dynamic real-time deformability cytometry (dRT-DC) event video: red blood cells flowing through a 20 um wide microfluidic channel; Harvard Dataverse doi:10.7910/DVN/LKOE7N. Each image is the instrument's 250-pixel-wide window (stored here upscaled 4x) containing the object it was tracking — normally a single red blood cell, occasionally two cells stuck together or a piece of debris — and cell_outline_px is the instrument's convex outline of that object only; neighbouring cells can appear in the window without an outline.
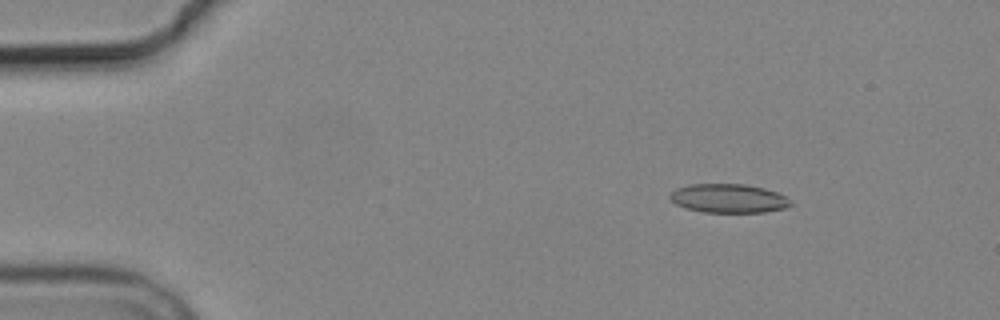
{"species": "common noctule bat (a hibernating species)", "species_latin": "Nyctalus noctula", "temperature_condition": "cold", "stored_images_in_passage": 5, "camera_frame_rate_fps": 3000, "um_per_image_px": 0.085, "animal": {"sex": "male", "body_mass_g": 19.2, "forearm_length_mm": 51.8}, "frame": {"image": 1, "passage_image": 2, "time_ms": 1.0, "image_size_px": [1000, 320], "cell_outline_px": [[792, 204], [784, 208], [764, 212], [704, 212], [688, 208], [676, 204], [668, 196], [676, 188], [688, 184], [744, 184], [764, 188], [776, 192], [792, 200]], "centroid_in_image_um": [61.93, 16.85], "position_along_channel_um": 23.1, "area_um2": 20.17}}
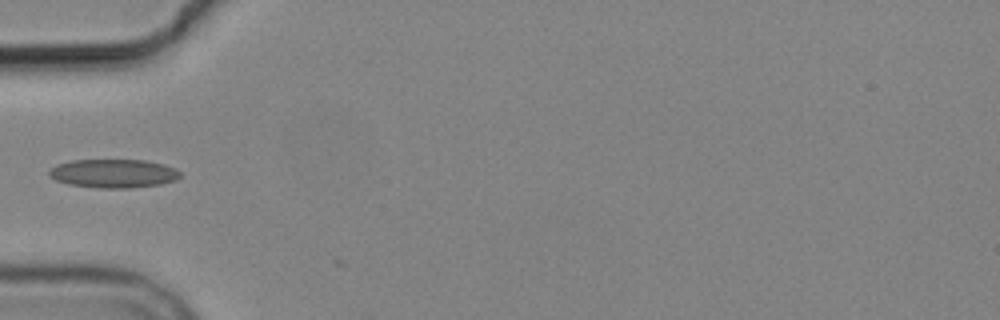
{"frame": {"image": 2, "passage_image": 5, "time_ms": 4.667, "image_size_px": [1000, 320], "cell_outline_px": [[180, 176], [176, 180], [160, 184], [132, 188], [96, 188], [68, 184], [56, 180], [48, 176], [48, 172], [56, 164], [72, 160], [144, 160], [164, 164], [176, 168], [180, 172]], "centroid_in_image_um": [9.64, 14.74], "position_along_channel_um": 75.4, "area_um2": 22.02}}